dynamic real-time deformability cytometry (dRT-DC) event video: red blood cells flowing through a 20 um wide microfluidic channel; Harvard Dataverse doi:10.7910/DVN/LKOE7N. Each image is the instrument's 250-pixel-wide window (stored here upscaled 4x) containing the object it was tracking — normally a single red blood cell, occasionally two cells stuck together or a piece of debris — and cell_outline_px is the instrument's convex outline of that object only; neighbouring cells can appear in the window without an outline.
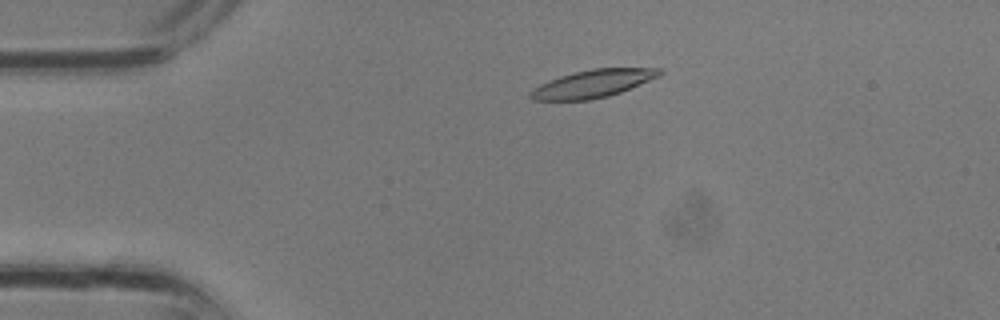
{"species": "common noctule bat (a hibernating species)", "species_latin": "Nyctalus noctula", "temperature_condition": "room temperature", "stored_images_in_passage": 32, "camera_frame_rate_fps": 3000, "um_per_image_px": 0.085, "animal": {"sex": "male", "body_mass_g": 13.3}, "frame": {"image": 1, "passage_image": 6, "time_ms": 1.667, "image_size_px": [1000, 320], "cell_outline_px": [[664, 72], [660, 76], [620, 92], [608, 96], [592, 100], [532, 100], [528, 96], [528, 92], [540, 84], [560, 76], [592, 68], [660, 68]], "centroid_in_image_um": [50.39, 7.11], "position_along_channel_um": 34.6, "area_um2": 20.81}}
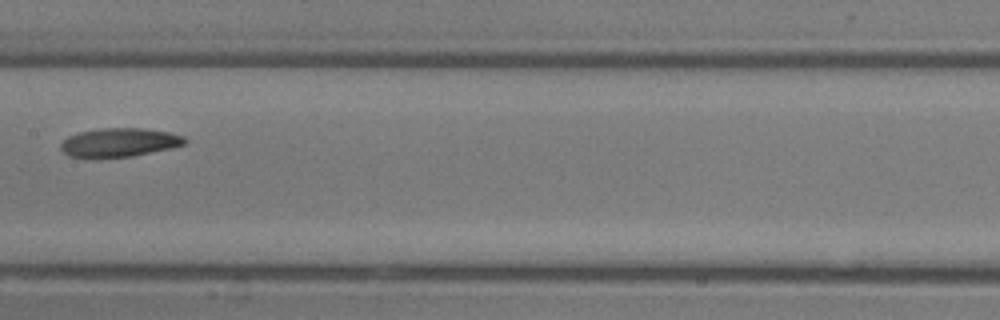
{"frame": {"image": 2, "passage_image": 16, "time_ms": 5.0, "image_size_px": [1000, 320], "cell_outline_px": [[188, 140], [184, 144], [172, 148], [132, 156], [92, 160], [68, 156], [60, 148], [60, 144], [68, 136], [80, 132], [104, 128], [144, 128], [168, 132], [184, 136]], "centroid_in_image_um": [10.1, 12.14], "position_along_channel_um": 197.3, "area_um2": 21.27}}
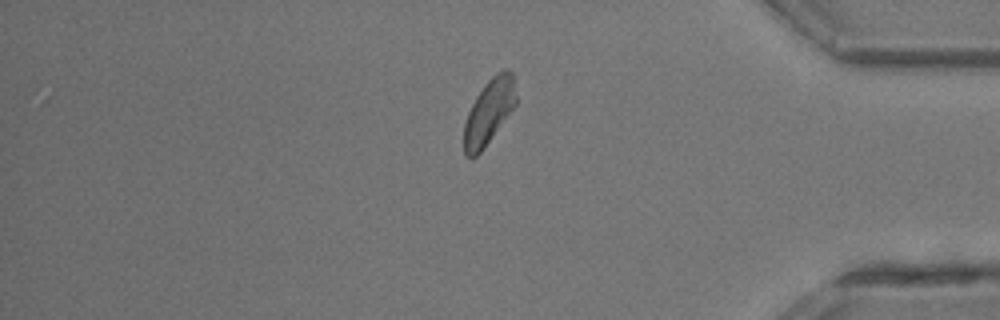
{"frame": {"image": 3, "passage_image": 27, "time_ms": 8.667, "image_size_px": [1000, 320], "cell_outline_px": [[516, 104], [480, 152], [476, 156], [464, 156], [464, 124], [468, 112], [476, 96], [484, 84], [496, 72], [504, 68], [508, 68], [512, 72], [516, 96]], "centroid_in_image_um": [41.56, 9.45], "position_along_channel_um": 393.6, "area_um2": 19.42}}